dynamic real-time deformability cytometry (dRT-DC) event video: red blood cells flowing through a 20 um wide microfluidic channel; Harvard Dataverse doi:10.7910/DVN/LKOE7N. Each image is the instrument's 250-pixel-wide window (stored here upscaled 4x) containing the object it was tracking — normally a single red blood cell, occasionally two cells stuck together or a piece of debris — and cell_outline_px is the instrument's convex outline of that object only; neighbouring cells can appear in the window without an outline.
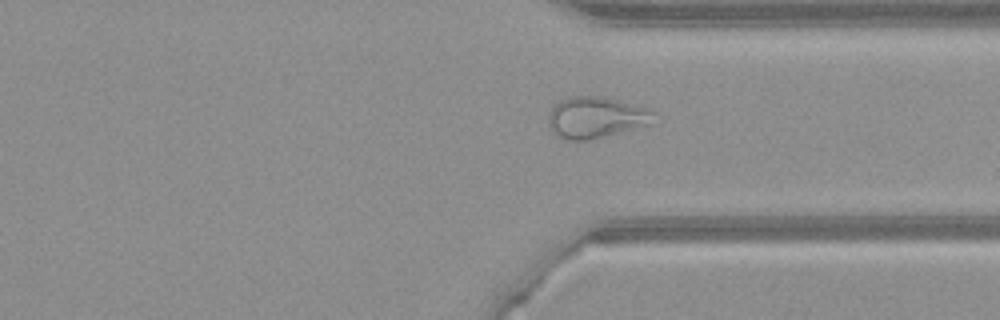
{"species": "common noctule bat (a hibernating species)", "species_latin": "Nyctalus noctula", "temperature_condition": "warm", "stored_images_in_passage": 32, "segment_of_instrument_passage": [1, 2], "camera_frame_rate_fps": 3000, "um_per_image_px": 0.085, "animal": {"sex": "female", "body_mass_g": 21.9}, "frame": {"image": 1, "passage_image": 24, "time_ms": 7.667, "image_size_px": [1000, 320], "cell_outline_px": [[656, 124], [588, 140], [564, 140], [556, 136], [552, 132], [548, 124], [548, 116], [552, 108], [560, 100], [572, 96], [600, 96], [648, 108], [656, 112]], "centroid_in_image_um": [50.7, 10.0], "position_along_channel_um": 360.7, "area_um2": 25.78}}
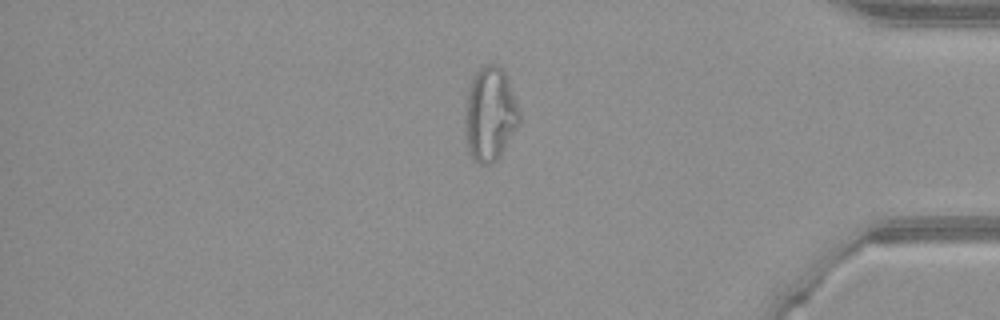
{"frame": {"image": 2, "passage_image": 29, "time_ms": 9.333, "image_size_px": [1000, 320], "cell_outline_px": [[520, 124], [500, 156], [492, 164], [480, 164], [472, 160], [468, 152], [464, 120], [464, 116], [468, 92], [472, 80], [480, 64], [496, 64], [504, 72], [520, 112]], "centroid_in_image_um": [41.64, 9.74], "position_along_channel_um": 393.6, "area_um2": 29.88}}